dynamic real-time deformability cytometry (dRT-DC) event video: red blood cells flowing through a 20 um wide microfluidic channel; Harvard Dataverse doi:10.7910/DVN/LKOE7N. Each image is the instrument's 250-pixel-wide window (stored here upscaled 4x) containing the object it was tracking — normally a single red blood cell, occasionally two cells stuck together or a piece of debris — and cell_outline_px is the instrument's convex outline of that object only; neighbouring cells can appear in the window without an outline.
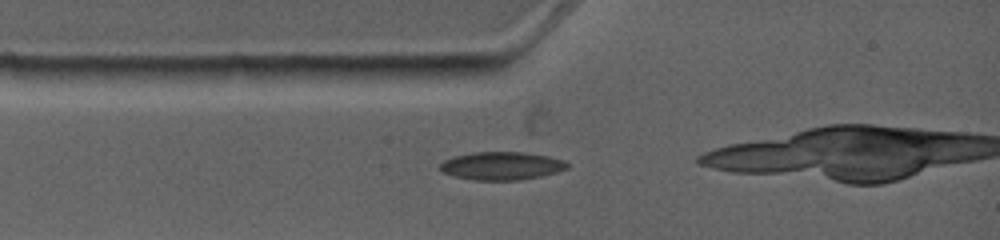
{"species": "common noctule bat (a hibernating species)", "species_latin": "Nyctalus noctula", "temperature_condition": "warm", "stored_images_in_passage": 3, "camera_frame_rate_fps": 4500, "um_per_image_px": 0.085, "animal": {"sex": "female", "body_mass_g": 19.0, "forearm_length_mm": 53.3}, "frame": {"image": 1, "passage_image": 1, "time_ms": 0.0, "image_size_px": [1000, 240], "cell_outline_px": [[568, 168], [556, 172], [540, 176], [520, 180], [472, 180], [452, 176], [444, 172], [440, 168], [440, 164], [444, 160], [452, 156], [472, 152], [524, 152], [548, 156], [564, 160], [568, 164]], "centroid_in_image_um": [42.61, 14.09], "position_along_channel_um": 42.4, "area_um2": 20.87}}